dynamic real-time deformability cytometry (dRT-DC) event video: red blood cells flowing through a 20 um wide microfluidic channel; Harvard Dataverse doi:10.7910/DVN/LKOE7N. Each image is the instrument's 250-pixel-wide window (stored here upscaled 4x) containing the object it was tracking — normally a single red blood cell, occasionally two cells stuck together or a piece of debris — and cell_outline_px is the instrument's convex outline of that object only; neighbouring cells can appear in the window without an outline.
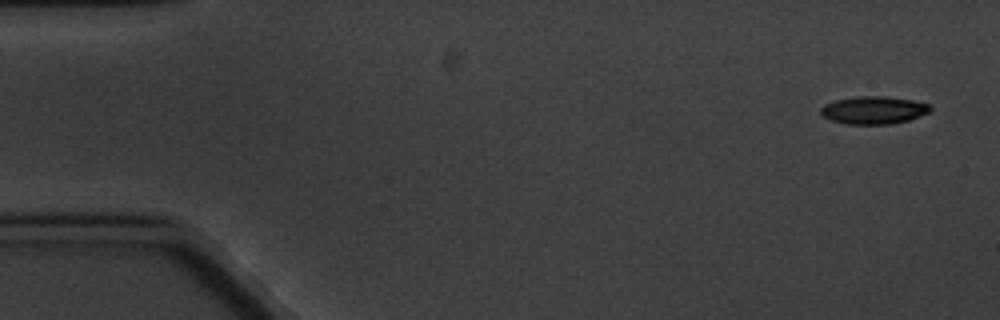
{"species": "common noctule bat (a hibernating species)", "species_latin": "Nyctalus noctula", "temperature_condition": "cold", "stored_images_in_passage": 8, "camera_frame_rate_fps": 3000, "um_per_image_px": 0.085, "animal": {"sex": "male", "body_mass_g": 20.1, "forearm_length_mm": 53.5}, "frame": {"image": 1, "passage_image": 1, "time_ms": 0.0, "image_size_px": [1000, 320], "cell_outline_px": [[932, 108], [928, 112], [908, 120], [888, 124], [844, 124], [832, 120], [824, 116], [820, 112], [820, 108], [824, 104], [836, 100], [856, 96], [888, 96], [912, 100], [928, 104]], "centroid_in_image_um": [74.23, 9.35], "position_along_channel_um": 10.8, "area_um2": 17.57}}
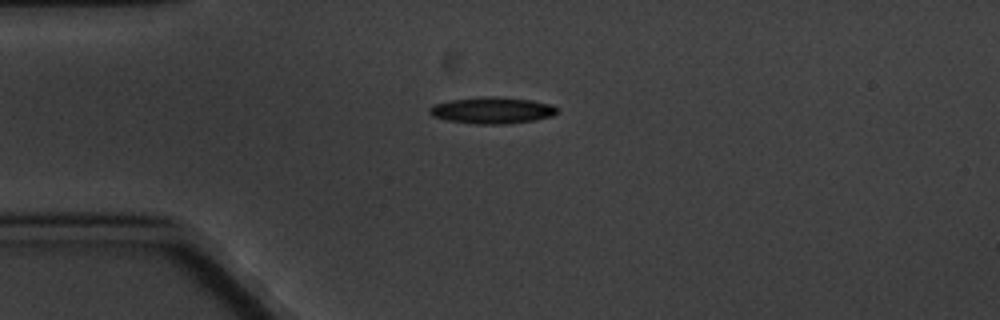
{"frame": {"image": 2, "passage_image": 4, "time_ms": 4.0, "image_size_px": [1000, 320], "cell_outline_px": [[556, 112], [552, 116], [536, 120], [504, 124], [476, 124], [448, 120], [432, 116], [428, 112], [428, 108], [432, 104], [452, 100], [480, 96], [496, 96], [532, 100], [552, 104], [556, 108]], "centroid_in_image_um": [41.8, 9.37], "position_along_channel_um": 43.2, "area_um2": 19.83}}